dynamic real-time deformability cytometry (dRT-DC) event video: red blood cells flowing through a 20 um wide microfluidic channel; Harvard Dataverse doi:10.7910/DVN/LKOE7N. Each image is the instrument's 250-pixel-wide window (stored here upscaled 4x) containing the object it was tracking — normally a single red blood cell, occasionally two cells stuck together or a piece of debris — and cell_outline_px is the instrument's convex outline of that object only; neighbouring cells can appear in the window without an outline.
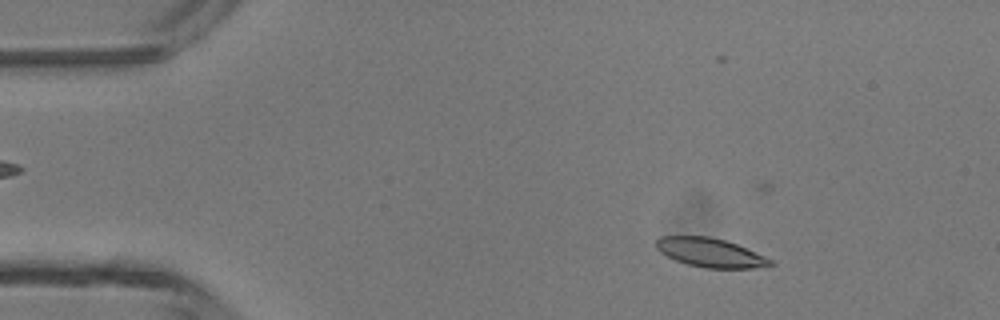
{"species": "common noctule bat (a hibernating species)", "species_latin": "Nyctalus noctula", "temperature_condition": "room temperature", "stored_images_in_passage": 49, "camera_frame_rate_fps": 3000, "um_per_image_px": 0.085, "animal": {"sex": "male", "body_mass_g": 13.3}, "frame": {"image": 1, "passage_image": 9, "time_ms": 2.667, "image_size_px": [1000, 320], "cell_outline_px": [[776, 264], [752, 268], [704, 268], [688, 264], [676, 260], [660, 252], [656, 248], [656, 240], [660, 236], [708, 236], [724, 240], [736, 244], [764, 256], [772, 260]], "centroid_in_image_um": [60.35, 21.47], "position_along_channel_um": 24.6, "area_um2": 19.07}}
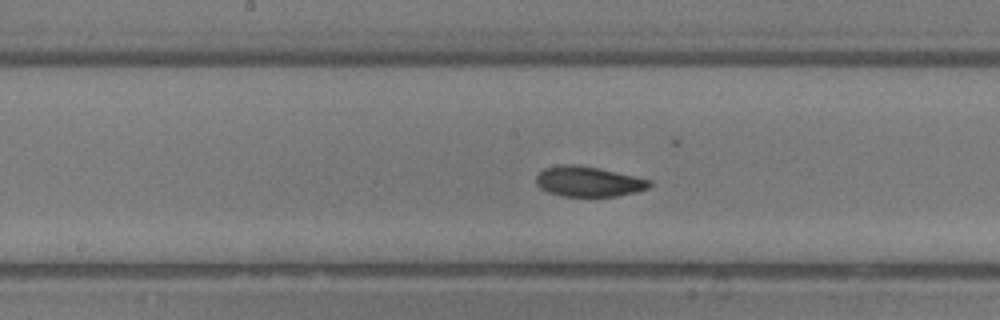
{"frame": {"image": 2, "passage_image": 26, "time_ms": 8.333, "image_size_px": [1000, 320], "cell_outline_px": [[652, 184], [648, 188], [636, 192], [616, 196], [560, 196], [548, 192], [540, 188], [536, 184], [536, 176], [544, 168], [564, 164], [572, 164], [596, 168], [652, 180]], "centroid_in_image_um": [50.0, 15.44], "position_along_channel_um": 198.2, "area_um2": 19.77}}
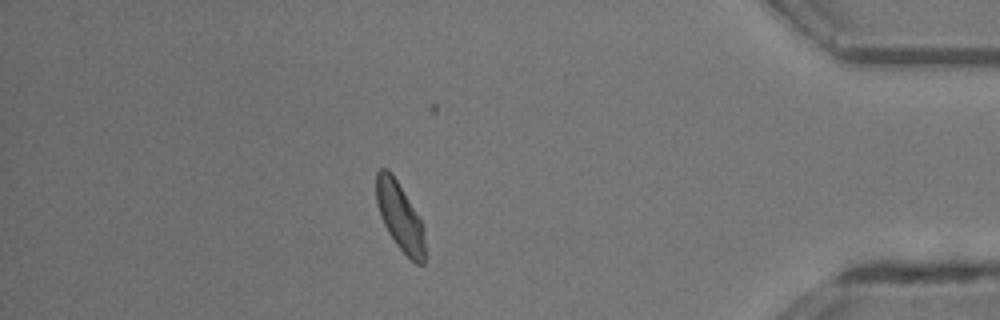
{"frame": {"image": 3, "passage_image": 43, "time_ms": 14.0, "image_size_px": [1000, 320], "cell_outline_px": [[424, 264], [416, 264], [396, 244], [388, 232], [380, 216], [376, 200], [376, 172], [380, 168], [388, 168], [396, 180], [420, 220], [424, 228]], "centroid_in_image_um": [33.96, 18.4], "position_along_channel_um": 401.2, "area_um2": 18.84}, "authors_computed_cell_mechanics": {"area_um2": 19.652, "velocity_mm_per_s": 4.3545, "shape_relaxation_time_tau1_ms": 2.5187, "shape_relaxation_time_tau2_ms": 3.0367, "deformation_change_tau1": 0.1026, "deformation_change_tau2": 0.0776}}